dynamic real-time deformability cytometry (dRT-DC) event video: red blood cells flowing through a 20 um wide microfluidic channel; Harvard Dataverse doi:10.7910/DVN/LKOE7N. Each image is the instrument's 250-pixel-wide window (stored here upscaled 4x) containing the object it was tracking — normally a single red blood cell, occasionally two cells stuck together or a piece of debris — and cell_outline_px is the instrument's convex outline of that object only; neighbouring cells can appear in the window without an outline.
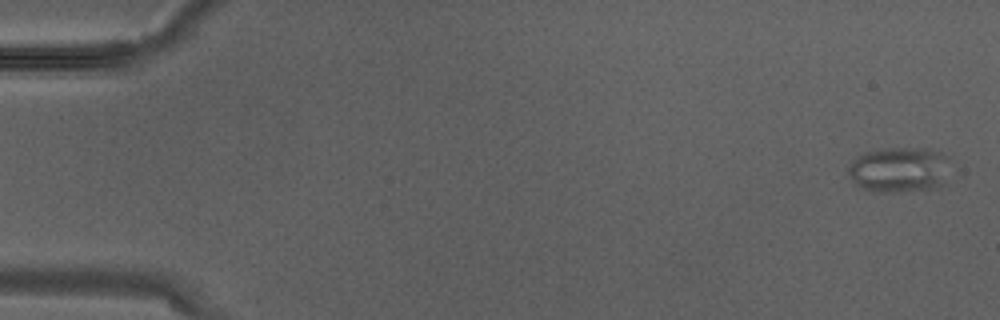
{"species": "Egyptian fruit bat (a non-hibernating species)", "species_latin": "Rousettus aegyptiacus", "temperature_condition": "warm", "stored_images_in_passage": 4, "camera_frame_rate_fps": 3000, "um_per_image_px": 0.085, "animal": {"sex": "male"}, "frame": {"image": 1, "passage_image": 1, "time_ms": 0.0, "image_size_px": [1000, 320], "cell_outline_px": [[948, 156], [944, 184], [932, 188], [896, 192], [880, 192], [864, 188], [852, 180], [848, 172], [848, 168], [852, 160], [856, 156], [864, 152], [892, 148], [928, 148], [940, 152]], "centroid_in_image_um": [76.42, 14.41], "position_along_channel_um": 8.6, "area_um2": 26.7}}